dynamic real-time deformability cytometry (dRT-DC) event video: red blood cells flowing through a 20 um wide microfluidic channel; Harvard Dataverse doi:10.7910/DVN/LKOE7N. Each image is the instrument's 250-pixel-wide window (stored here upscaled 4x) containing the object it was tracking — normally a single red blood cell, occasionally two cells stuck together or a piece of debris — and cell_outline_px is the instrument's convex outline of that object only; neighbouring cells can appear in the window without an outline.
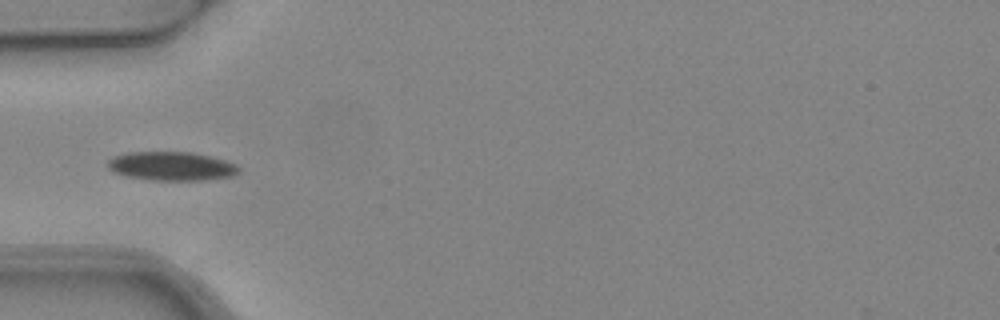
{"species": "common noctule bat (a hibernating species)", "species_latin": "Nyctalus noctula", "temperature_condition": "warm", "stored_images_in_passage": 6, "camera_frame_rate_fps": 3000, "um_per_image_px": 0.085, "animal": {"sex": "female", "body_mass_g": 24.6, "forearm_length_mm": 56.2}, "frame": {"image": 1, "passage_image": 5, "time_ms": 1.333, "image_size_px": [1000, 320], "cell_outline_px": [[240, 172], [232, 176], [204, 180], [152, 180], [124, 176], [108, 168], [108, 160], [112, 156], [128, 152], [192, 152], [224, 160], [236, 164], [240, 168]], "centroid_in_image_um": [14.57, 14.12], "position_along_channel_um": 70.4, "area_um2": 22.02}}
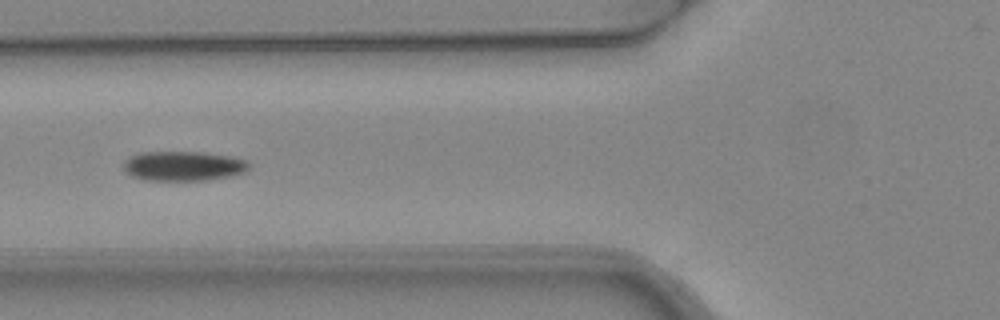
{"frame": {"image": 2, "passage_image": 6, "time_ms": 1.667, "image_size_px": [1000, 320], "cell_outline_px": [[248, 172], [232, 176], [204, 180], [144, 180], [132, 176], [124, 172], [124, 160], [140, 152], [200, 152], [228, 156], [248, 160]], "centroid_in_image_um": [15.59, 14.11], "position_along_channel_um": 110.2, "area_um2": 21.73}}